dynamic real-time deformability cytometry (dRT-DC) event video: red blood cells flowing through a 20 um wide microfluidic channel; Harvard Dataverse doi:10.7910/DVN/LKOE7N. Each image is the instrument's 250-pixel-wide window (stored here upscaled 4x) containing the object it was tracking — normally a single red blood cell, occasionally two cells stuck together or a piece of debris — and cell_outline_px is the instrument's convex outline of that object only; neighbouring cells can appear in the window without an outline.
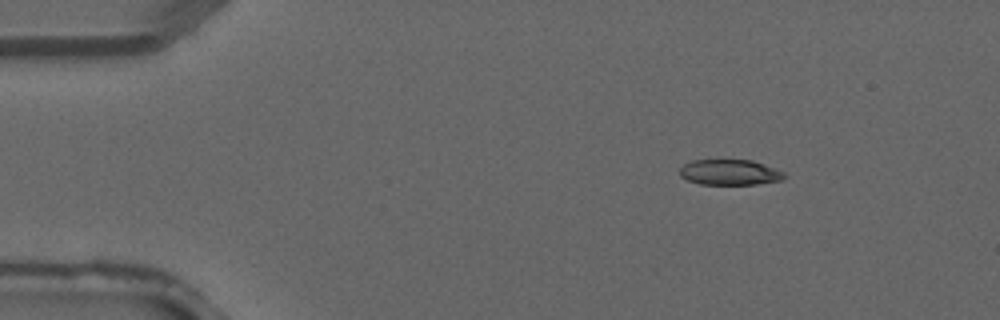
{"species": "common noctule bat (a hibernating species)", "species_latin": "Nyctalus noctula", "temperature_condition": "warm", "stored_images_in_passage": 3, "camera_frame_rate_fps": 3000, "um_per_image_px": 0.085, "animal": {"sex": "male", "forearm_length_mm": 52.5}, "frame": {"image": 1, "passage_image": 1, "time_ms": 0.0, "image_size_px": [1000, 320], "cell_outline_px": [[788, 176], [784, 180], [756, 184], [700, 184], [688, 180], [680, 176], [680, 168], [684, 164], [692, 160], [752, 160], [764, 164], [784, 172]], "centroid_in_image_um": [62.06, 14.65], "position_along_channel_um": 22.9, "area_um2": 15.61}}
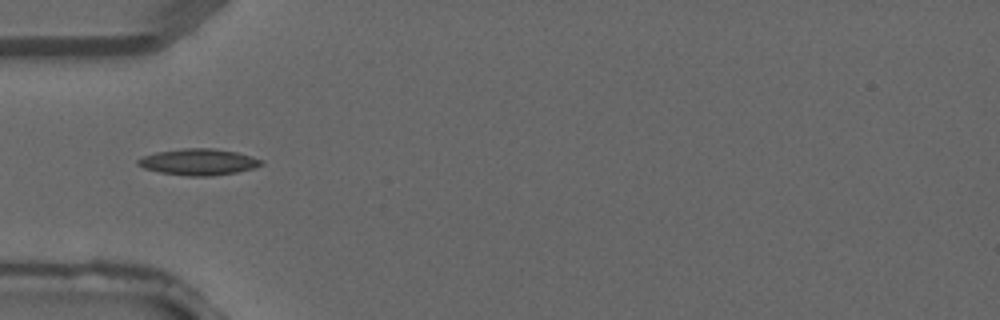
{"frame": {"image": 2, "passage_image": 3, "time_ms": 0.667, "image_size_px": [1000, 320], "cell_outline_px": [[264, 164], [252, 168], [236, 172], [212, 176], [188, 176], [160, 172], [144, 168], [136, 164], [136, 160], [144, 156], [156, 152], [184, 148], [212, 148], [236, 152], [252, 156], [264, 160]], "centroid_in_image_um": [16.88, 13.76], "position_along_channel_um": 68.1, "area_um2": 18.9}}